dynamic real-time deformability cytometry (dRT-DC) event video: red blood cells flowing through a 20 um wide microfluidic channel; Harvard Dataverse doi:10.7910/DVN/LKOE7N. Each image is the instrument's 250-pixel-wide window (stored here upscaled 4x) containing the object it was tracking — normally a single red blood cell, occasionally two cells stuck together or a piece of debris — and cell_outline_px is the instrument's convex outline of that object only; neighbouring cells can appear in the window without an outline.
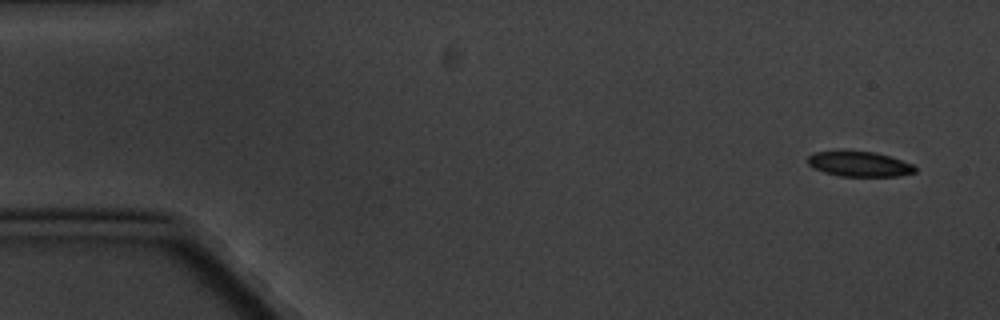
{"species": "common noctule bat (a hibernating species)", "species_latin": "Nyctalus noctula", "temperature_condition": "cold", "stored_images_in_passage": 9, "camera_frame_rate_fps": 3000, "um_per_image_px": 0.085, "animal": {"sex": "male", "body_mass_g": 20.1, "forearm_length_mm": 53.5}, "frame": {"image": 1, "passage_image": 1, "time_ms": 0.0, "image_size_px": [1000, 320], "cell_outline_px": [[916, 172], [896, 176], [840, 176], [824, 172], [812, 168], [808, 164], [808, 156], [816, 152], [876, 152], [912, 164], [916, 168]], "centroid_in_image_um": [73.04, 13.96], "position_along_channel_um": 12.0, "area_um2": 15.32}}
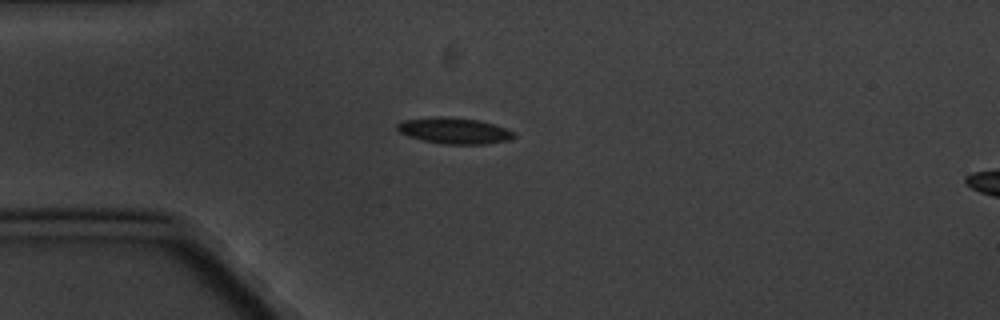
{"frame": {"image": 2, "passage_image": 4, "time_ms": 4.0, "image_size_px": [1000, 320], "cell_outline_px": [[516, 136], [512, 140], [488, 144], [444, 144], [424, 140], [408, 136], [400, 132], [396, 128], [396, 124], [404, 120], [436, 116], [444, 116], [480, 120], [504, 128], [512, 132]], "centroid_in_image_um": [38.62, 11.11], "position_along_channel_um": 46.4, "area_um2": 17.74}}